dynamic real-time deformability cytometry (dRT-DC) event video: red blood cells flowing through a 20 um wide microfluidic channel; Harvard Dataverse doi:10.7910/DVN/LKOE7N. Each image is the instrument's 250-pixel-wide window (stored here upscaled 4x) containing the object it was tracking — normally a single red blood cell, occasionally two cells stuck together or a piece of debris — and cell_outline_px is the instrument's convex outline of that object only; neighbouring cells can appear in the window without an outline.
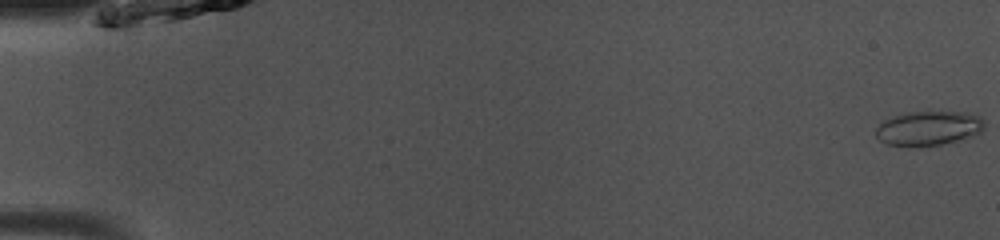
{"species": "common noctule bat (a hibernating species)", "species_latin": "Nyctalus noctula", "temperature_condition": "room temperature", "stored_images_in_passage": 49, "camera_frame_rate_fps": 3000, "um_per_image_px": 0.085, "animal": {"sex": "male", "body_mass_g": 13.0, "forearm_length_mm": 53.1}, "frame": {"image": 1, "passage_image": 1, "time_ms": 0.0, "image_size_px": [1000, 240], "cell_outline_px": [[984, 128], [980, 132], [964, 140], [940, 144], [888, 144], [880, 140], [876, 136], [876, 128], [884, 120], [892, 116], [904, 112], [968, 112], [980, 116], [984, 120]], "centroid_in_image_um": [78.98, 10.86], "position_along_channel_um": 6.0, "area_um2": 21.44}}
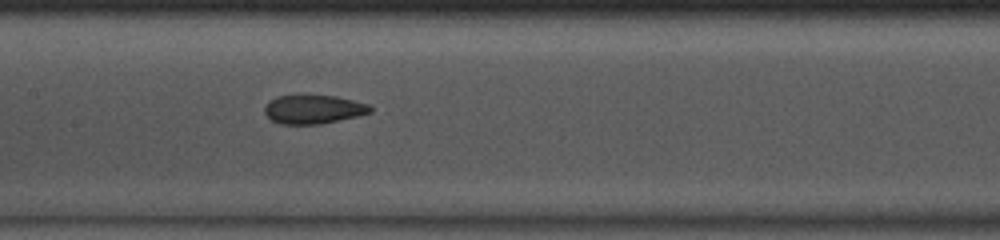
{"frame": {"image": 2, "passage_image": 25, "time_ms": 8.0, "image_size_px": [1000, 240], "cell_outline_px": [[372, 112], [356, 116], [320, 124], [280, 124], [272, 120], [264, 112], [264, 108], [268, 100], [276, 96], [336, 96], [368, 104], [372, 108]], "centroid_in_image_um": [26.61, 9.3], "position_along_channel_um": 180.8, "area_um2": 17.51}}
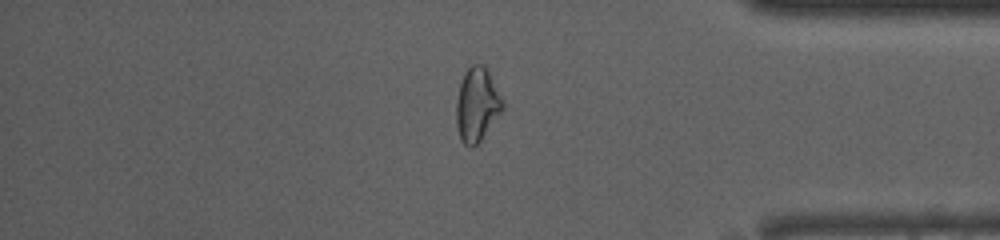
{"frame": {"image": 3, "passage_image": 42, "time_ms": 13.667, "image_size_px": [1000, 240], "cell_outline_px": [[504, 108], [480, 140], [472, 148], [468, 148], [460, 140], [456, 124], [456, 100], [460, 84], [464, 72], [472, 64], [484, 64], [488, 68], [504, 100]], "centroid_in_image_um": [40.55, 8.87], "position_along_channel_um": 394.7, "area_um2": 20.23}, "authors_computed_cell_mechanics": {"area_um2": 19.652, "velocity_mm_per_s": 4.1111, "shape_relaxation_time_tau1_ms": null, "shape_relaxation_time_tau2_ms": 2.3622, "deformation_change_tau1": null, "deformation_change_tau2": 0.0324}}